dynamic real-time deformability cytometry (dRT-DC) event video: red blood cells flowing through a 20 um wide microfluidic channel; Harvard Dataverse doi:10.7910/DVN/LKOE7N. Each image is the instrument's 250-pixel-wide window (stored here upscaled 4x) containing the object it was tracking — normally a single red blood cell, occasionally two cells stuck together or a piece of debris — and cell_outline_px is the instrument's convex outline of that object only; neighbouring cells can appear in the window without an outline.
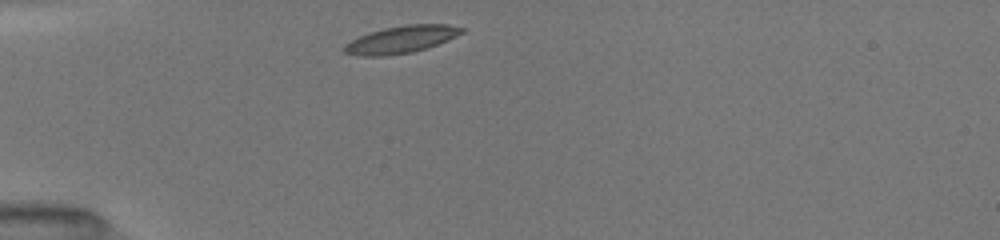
{"species": "common noctule bat (a hibernating species)", "species_latin": "Nyctalus noctula", "temperature_condition": "room temperature", "stored_images_in_passage": 37, "camera_frame_rate_fps": 3000, "um_per_image_px": 0.085, "animal": {"sex": "female", "body_mass_g": 19.5, "forearm_length_mm": 54.1}, "frame": {"image": 1, "passage_image": 1, "time_ms": 0.0, "image_size_px": [1000, 240], "cell_outline_px": [[464, 32], [448, 40], [428, 48], [412, 52], [384, 56], [356, 56], [344, 52], [344, 44], [360, 36], [384, 28], [408, 24], [448, 24], [464, 28]], "centroid_in_image_um": [34.12, 3.36], "position_along_channel_um": 50.9, "area_um2": 18.61}}
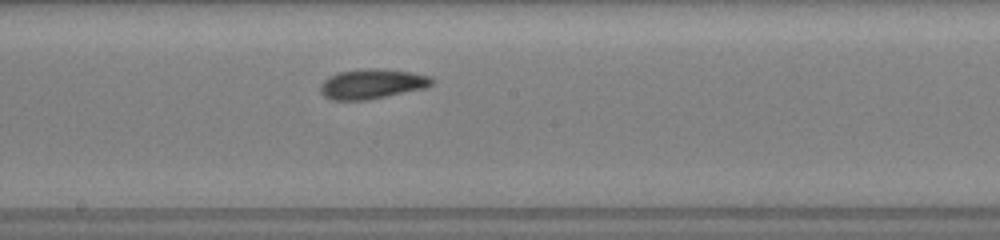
{"frame": {"image": 2, "passage_image": 15, "time_ms": 4.667, "image_size_px": [1000, 240], "cell_outline_px": [[436, 80], [432, 84], [424, 88], [368, 100], [332, 100], [324, 96], [320, 92], [320, 84], [328, 76], [340, 72], [412, 72], [428, 76]], "centroid_in_image_um": [31.59, 7.21], "position_along_channel_um": 216.6, "area_um2": 18.21}}
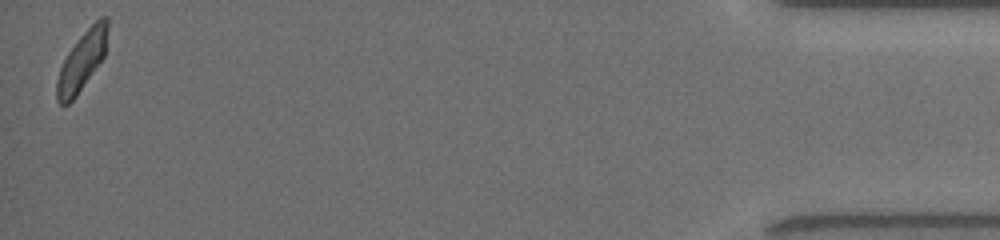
{"frame": {"image": 3, "passage_image": 37, "time_ms": 12.0, "image_size_px": [1000, 240], "cell_outline_px": [[108, 28], [104, 56], [76, 96], [68, 104], [60, 104], [56, 100], [56, 80], [60, 68], [68, 52], [80, 36], [100, 16], [108, 16]], "centroid_in_image_um": [6.95, 5.18], "position_along_channel_um": 428.2, "area_um2": 17.22}, "authors_computed_cell_mechanics": {"area_um2": 18.3226, "velocity_mm_per_s": 3.9957, "shape_relaxation_time_tau1_ms": 3.3402, "shape_relaxation_time_tau2_ms": 3.12, "deformation_change_tau1": 0.1184, "deformation_change_tau2": 0.1014}}